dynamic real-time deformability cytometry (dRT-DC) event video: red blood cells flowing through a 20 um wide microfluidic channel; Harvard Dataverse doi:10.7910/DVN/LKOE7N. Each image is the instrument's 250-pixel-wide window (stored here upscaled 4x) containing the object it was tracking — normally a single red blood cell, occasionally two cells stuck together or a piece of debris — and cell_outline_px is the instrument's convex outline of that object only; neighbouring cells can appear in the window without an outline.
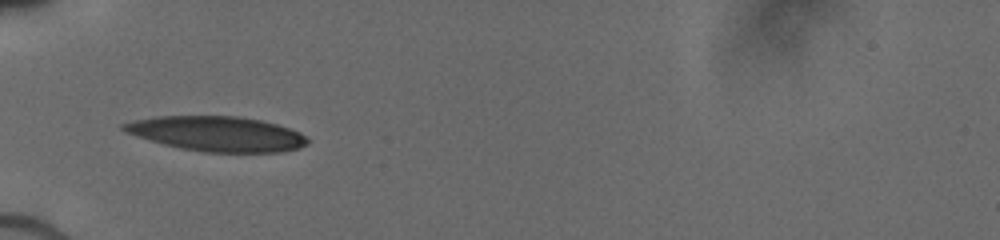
{"species": "human", "species_latin": "Homo sapiens", "temperature_condition": "cold", "stored_images_in_passage": 13, "camera_frame_rate_fps": 3000, "um_per_image_px": 0.085, "donor": {"sex": "male"}, "frame": {"image": 1, "passage_image": 2, "time_ms": 0.667, "image_size_px": [1000, 240], "cell_outline_px": [[308, 144], [300, 148], [284, 152], [204, 152], [180, 148], [164, 144], [136, 136], [120, 128], [120, 124], [136, 120], [160, 116], [240, 116], [260, 120], [276, 124], [300, 132], [308, 136]], "centroid_in_image_um": [18.49, 11.37], "position_along_channel_um": 66.5, "area_um2": 37.4}}
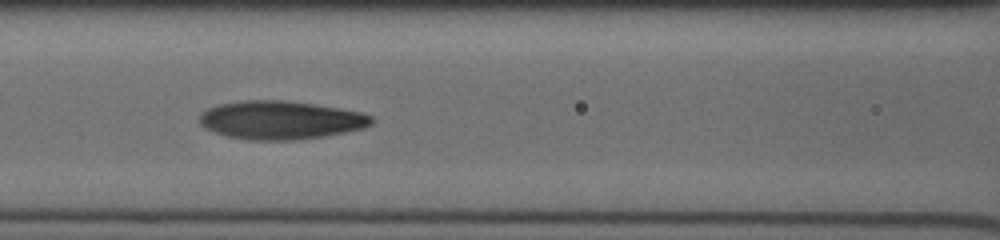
{"frame": {"image": 2, "passage_image": 8, "time_ms": 2.667, "image_size_px": [1000, 240], "cell_outline_px": [[372, 124], [364, 128], [324, 136], [296, 140], [248, 140], [228, 136], [204, 128], [200, 124], [200, 112], [208, 108], [220, 104], [244, 100], [280, 100], [312, 104], [360, 112], [372, 116]], "centroid_in_image_um": [23.82, 10.21], "position_along_channel_um": 142.8, "area_um2": 38.21}}
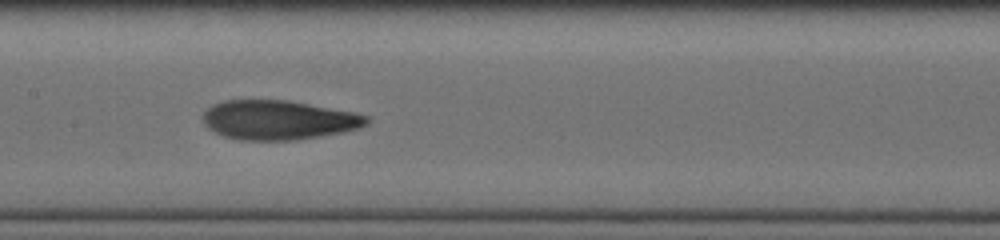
{"frame": {"image": 3, "passage_image": 12, "time_ms": 3.667, "image_size_px": [1000, 240], "cell_outline_px": [[368, 124], [360, 128], [344, 132], [296, 140], [240, 140], [224, 136], [208, 128], [200, 120], [200, 116], [212, 104], [224, 100], [288, 100], [356, 112], [368, 116]], "centroid_in_image_um": [23.66, 10.19], "position_along_channel_um": 183.7, "area_um2": 37.92}}